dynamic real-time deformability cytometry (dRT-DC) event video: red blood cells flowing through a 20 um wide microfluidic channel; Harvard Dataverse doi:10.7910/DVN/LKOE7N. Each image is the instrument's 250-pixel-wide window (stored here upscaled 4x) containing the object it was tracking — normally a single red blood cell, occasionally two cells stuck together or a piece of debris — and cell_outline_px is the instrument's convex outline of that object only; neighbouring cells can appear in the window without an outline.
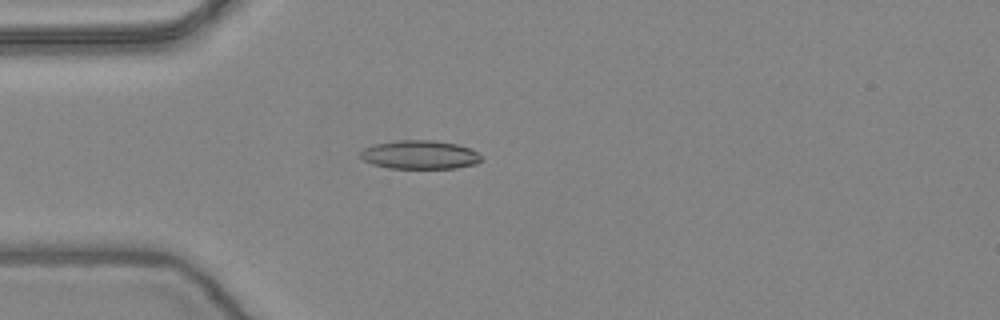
{"species": "common noctule bat (a hibernating species)", "species_latin": "Nyctalus noctula", "temperature_condition": "warm", "stored_images_in_passage": 53, "camera_frame_rate_fps": 3000, "um_per_image_px": 0.085, "animal": {"sex": "female", "body_mass_g": 24.6, "forearm_length_mm": 56.2}, "frame": {"image": 1, "passage_image": 15, "time_ms": 4.667, "image_size_px": [1000, 320], "cell_outline_px": [[480, 160], [476, 164], [456, 168], [388, 168], [372, 164], [364, 160], [360, 156], [360, 152], [364, 148], [376, 144], [400, 140], [432, 140], [456, 144], [468, 148], [476, 152], [480, 156]], "centroid_in_image_um": [35.66, 13.16], "position_along_channel_um": 49.3, "area_um2": 19.94}}
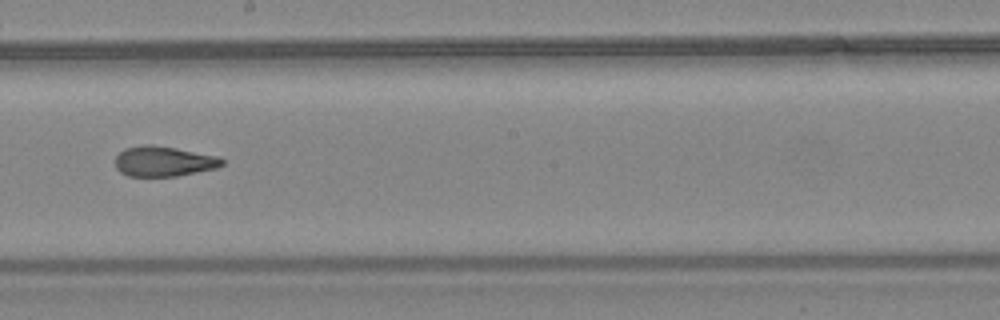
{"frame": {"image": 2, "passage_image": 30, "time_ms": 9.667, "image_size_px": [1000, 320], "cell_outline_px": [[224, 164], [216, 168], [176, 176], [128, 176], [120, 172], [116, 168], [116, 156], [124, 148], [140, 144], [152, 144], [176, 148], [220, 156], [224, 160]], "centroid_in_image_um": [13.91, 13.7], "position_along_channel_um": 234.3, "area_um2": 18.96}}
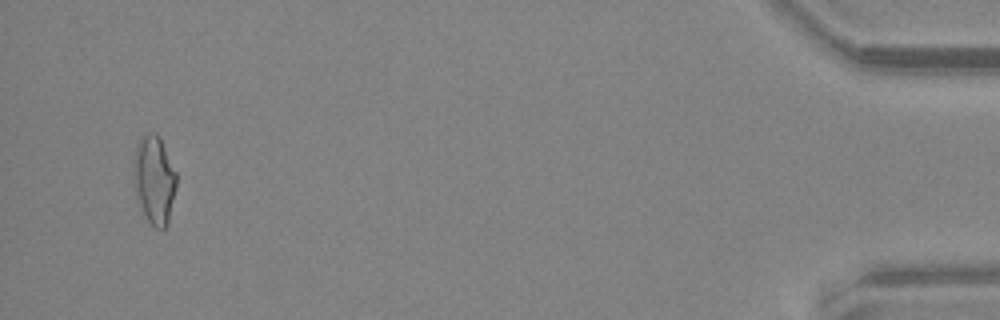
{"frame": {"image": 3, "passage_image": 51, "time_ms": 16.667, "image_size_px": [1000, 320], "cell_outline_px": [[176, 188], [168, 224], [164, 228], [156, 228], [144, 216], [136, 196], [132, 172], [132, 160], [136, 140], [140, 136], [148, 132], [156, 132], [160, 136], [176, 172]], "centroid_in_image_um": [13.07, 15.21], "position_along_channel_um": 422.1, "area_um2": 22.72}, "authors_computed_cell_mechanics": {"area_um2": 19.4208, "velocity_mm_per_s": 3.9133, "shape_relaxation_time_tau1_ms": null, "shape_relaxation_time_tau2_ms": 2.0955, "deformation_change_tau1": null, "deformation_change_tau2": 0.1062}}